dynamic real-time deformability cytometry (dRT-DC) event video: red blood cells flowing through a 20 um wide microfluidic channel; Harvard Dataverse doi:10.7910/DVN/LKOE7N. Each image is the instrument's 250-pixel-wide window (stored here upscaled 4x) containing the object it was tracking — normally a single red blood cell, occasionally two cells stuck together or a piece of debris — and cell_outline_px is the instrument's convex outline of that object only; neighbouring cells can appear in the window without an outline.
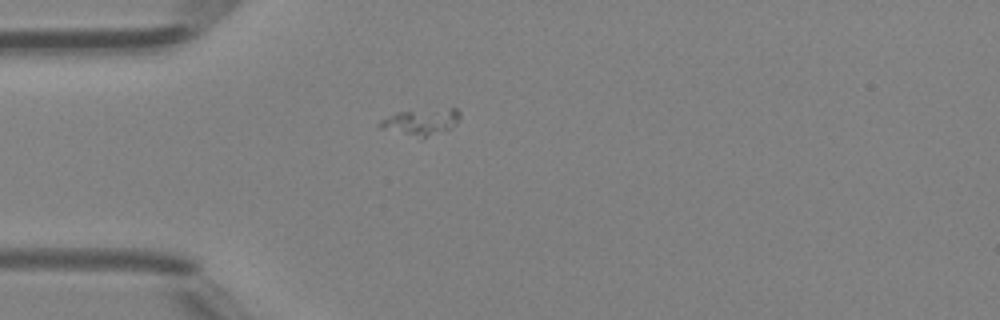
{"species": "Egyptian fruit bat (a non-hibernating species)", "species_latin": "Rousettus aegyptiacus", "temperature_condition": "room temperature", "stored_images_in_passage": 40, "camera_frame_rate_fps": 3000, "um_per_image_px": 0.085, "animal": {"sex": "female"}, "frame": {"image": 1, "passage_image": 6, "time_ms": 1.667, "image_size_px": [1000, 320], "cell_outline_px": [[460, 116], [452, 128], [420, 140], [380, 128], [380, 120], [396, 112], [452, 108], [456, 108], [460, 112]], "centroid_in_image_um": [35.78, 10.4], "position_along_channel_um": 49.2, "area_um2": 12.54}}
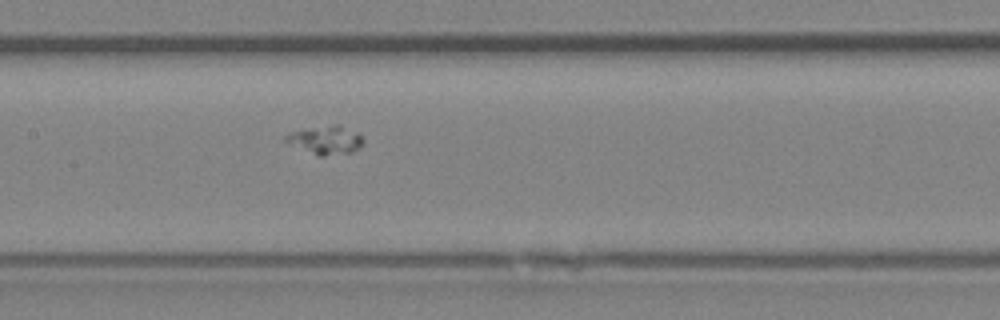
{"frame": {"image": 2, "passage_image": 16, "time_ms": 5.0, "image_size_px": [1000, 320], "cell_outline_px": [[364, 140], [360, 148], [352, 152], [324, 156], [320, 156], [284, 140], [284, 136], [292, 132], [336, 124], [356, 132]], "centroid_in_image_um": [27.74, 11.91], "position_along_channel_um": 179.7, "area_um2": 12.2}}
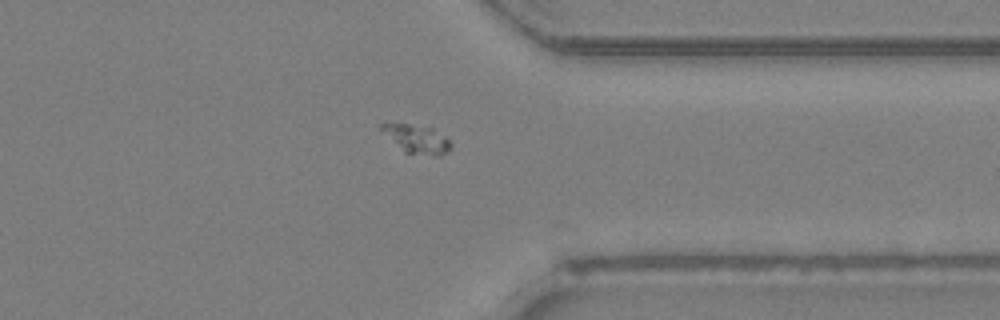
{"frame": {"image": 3, "passage_image": 30, "time_ms": 9.667, "image_size_px": [1000, 320], "cell_outline_px": [[452, 148], [448, 152], [440, 156], [436, 156], [404, 152], [380, 128], [380, 124], [408, 124], [432, 128], [444, 136], [452, 144]], "centroid_in_image_um": [35.49, 11.84], "position_along_channel_um": 375.9, "area_um2": 11.16}}